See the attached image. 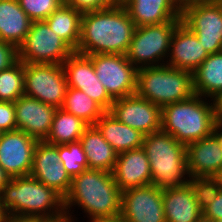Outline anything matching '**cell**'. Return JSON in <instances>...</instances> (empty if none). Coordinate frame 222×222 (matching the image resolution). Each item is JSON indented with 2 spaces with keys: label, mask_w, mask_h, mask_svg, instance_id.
Here are the masks:
<instances>
[{
  "label": "cell",
  "mask_w": 222,
  "mask_h": 222,
  "mask_svg": "<svg viewBox=\"0 0 222 222\" xmlns=\"http://www.w3.org/2000/svg\"><path fill=\"white\" fill-rule=\"evenodd\" d=\"M135 24L126 8L111 5L107 8L82 13L80 40L75 52L93 54H126Z\"/></svg>",
  "instance_id": "obj_1"
},
{
  "label": "cell",
  "mask_w": 222,
  "mask_h": 222,
  "mask_svg": "<svg viewBox=\"0 0 222 222\" xmlns=\"http://www.w3.org/2000/svg\"><path fill=\"white\" fill-rule=\"evenodd\" d=\"M121 201L122 190L114 181L112 172L88 168L72 178L70 190L64 197V210L72 217L71 209L77 206L88 220L118 222Z\"/></svg>",
  "instance_id": "obj_2"
},
{
  "label": "cell",
  "mask_w": 222,
  "mask_h": 222,
  "mask_svg": "<svg viewBox=\"0 0 222 222\" xmlns=\"http://www.w3.org/2000/svg\"><path fill=\"white\" fill-rule=\"evenodd\" d=\"M0 205L10 217L43 220L65 214L64 198L30 175L10 178L0 192Z\"/></svg>",
  "instance_id": "obj_3"
},
{
  "label": "cell",
  "mask_w": 222,
  "mask_h": 222,
  "mask_svg": "<svg viewBox=\"0 0 222 222\" xmlns=\"http://www.w3.org/2000/svg\"><path fill=\"white\" fill-rule=\"evenodd\" d=\"M218 119L215 100L196 94L161 109V129L185 145L211 135Z\"/></svg>",
  "instance_id": "obj_4"
},
{
  "label": "cell",
  "mask_w": 222,
  "mask_h": 222,
  "mask_svg": "<svg viewBox=\"0 0 222 222\" xmlns=\"http://www.w3.org/2000/svg\"><path fill=\"white\" fill-rule=\"evenodd\" d=\"M142 148L150 162L152 185L165 189L189 182L185 144L161 129L145 135Z\"/></svg>",
  "instance_id": "obj_5"
},
{
  "label": "cell",
  "mask_w": 222,
  "mask_h": 222,
  "mask_svg": "<svg viewBox=\"0 0 222 222\" xmlns=\"http://www.w3.org/2000/svg\"><path fill=\"white\" fill-rule=\"evenodd\" d=\"M136 94L161 109L185 101L195 94L193 74L166 64L140 68L137 70Z\"/></svg>",
  "instance_id": "obj_6"
},
{
  "label": "cell",
  "mask_w": 222,
  "mask_h": 222,
  "mask_svg": "<svg viewBox=\"0 0 222 222\" xmlns=\"http://www.w3.org/2000/svg\"><path fill=\"white\" fill-rule=\"evenodd\" d=\"M181 22V19H174L135 27L125 56L137 69L166 64L173 32Z\"/></svg>",
  "instance_id": "obj_7"
},
{
  "label": "cell",
  "mask_w": 222,
  "mask_h": 222,
  "mask_svg": "<svg viewBox=\"0 0 222 222\" xmlns=\"http://www.w3.org/2000/svg\"><path fill=\"white\" fill-rule=\"evenodd\" d=\"M73 52L45 21H33L24 42L18 47V59L24 63L62 65Z\"/></svg>",
  "instance_id": "obj_8"
},
{
  "label": "cell",
  "mask_w": 222,
  "mask_h": 222,
  "mask_svg": "<svg viewBox=\"0 0 222 222\" xmlns=\"http://www.w3.org/2000/svg\"><path fill=\"white\" fill-rule=\"evenodd\" d=\"M67 88L62 65L24 63V95L61 108Z\"/></svg>",
  "instance_id": "obj_9"
},
{
  "label": "cell",
  "mask_w": 222,
  "mask_h": 222,
  "mask_svg": "<svg viewBox=\"0 0 222 222\" xmlns=\"http://www.w3.org/2000/svg\"><path fill=\"white\" fill-rule=\"evenodd\" d=\"M89 57L98 79L113 100L136 94L138 69L124 54H93Z\"/></svg>",
  "instance_id": "obj_10"
},
{
  "label": "cell",
  "mask_w": 222,
  "mask_h": 222,
  "mask_svg": "<svg viewBox=\"0 0 222 222\" xmlns=\"http://www.w3.org/2000/svg\"><path fill=\"white\" fill-rule=\"evenodd\" d=\"M181 20L209 55L222 51V0L187 7L181 12Z\"/></svg>",
  "instance_id": "obj_11"
},
{
  "label": "cell",
  "mask_w": 222,
  "mask_h": 222,
  "mask_svg": "<svg viewBox=\"0 0 222 222\" xmlns=\"http://www.w3.org/2000/svg\"><path fill=\"white\" fill-rule=\"evenodd\" d=\"M118 222H166L162 189L150 184L122 191Z\"/></svg>",
  "instance_id": "obj_12"
},
{
  "label": "cell",
  "mask_w": 222,
  "mask_h": 222,
  "mask_svg": "<svg viewBox=\"0 0 222 222\" xmlns=\"http://www.w3.org/2000/svg\"><path fill=\"white\" fill-rule=\"evenodd\" d=\"M62 66L68 87L83 91L106 112L110 111L114 100L109 96L105 87L98 79L89 56L74 51L64 61Z\"/></svg>",
  "instance_id": "obj_13"
},
{
  "label": "cell",
  "mask_w": 222,
  "mask_h": 222,
  "mask_svg": "<svg viewBox=\"0 0 222 222\" xmlns=\"http://www.w3.org/2000/svg\"><path fill=\"white\" fill-rule=\"evenodd\" d=\"M37 142V139L21 130L2 132L0 166L10 178L30 175Z\"/></svg>",
  "instance_id": "obj_14"
},
{
  "label": "cell",
  "mask_w": 222,
  "mask_h": 222,
  "mask_svg": "<svg viewBox=\"0 0 222 222\" xmlns=\"http://www.w3.org/2000/svg\"><path fill=\"white\" fill-rule=\"evenodd\" d=\"M109 113L144 135L161 130V108L137 94L114 100Z\"/></svg>",
  "instance_id": "obj_15"
},
{
  "label": "cell",
  "mask_w": 222,
  "mask_h": 222,
  "mask_svg": "<svg viewBox=\"0 0 222 222\" xmlns=\"http://www.w3.org/2000/svg\"><path fill=\"white\" fill-rule=\"evenodd\" d=\"M30 176L54 189L63 198L68 194L72 178L58 155V145L38 141L33 154Z\"/></svg>",
  "instance_id": "obj_16"
},
{
  "label": "cell",
  "mask_w": 222,
  "mask_h": 222,
  "mask_svg": "<svg viewBox=\"0 0 222 222\" xmlns=\"http://www.w3.org/2000/svg\"><path fill=\"white\" fill-rule=\"evenodd\" d=\"M17 130L44 141L51 129L57 107L23 95L14 102Z\"/></svg>",
  "instance_id": "obj_17"
},
{
  "label": "cell",
  "mask_w": 222,
  "mask_h": 222,
  "mask_svg": "<svg viewBox=\"0 0 222 222\" xmlns=\"http://www.w3.org/2000/svg\"><path fill=\"white\" fill-rule=\"evenodd\" d=\"M208 56L197 36L181 22L173 32L166 65L193 73Z\"/></svg>",
  "instance_id": "obj_18"
},
{
  "label": "cell",
  "mask_w": 222,
  "mask_h": 222,
  "mask_svg": "<svg viewBox=\"0 0 222 222\" xmlns=\"http://www.w3.org/2000/svg\"><path fill=\"white\" fill-rule=\"evenodd\" d=\"M112 174L122 191L150 185V162L144 149L141 147L119 153Z\"/></svg>",
  "instance_id": "obj_19"
},
{
  "label": "cell",
  "mask_w": 222,
  "mask_h": 222,
  "mask_svg": "<svg viewBox=\"0 0 222 222\" xmlns=\"http://www.w3.org/2000/svg\"><path fill=\"white\" fill-rule=\"evenodd\" d=\"M190 177H212L222 168V147L209 135L186 145Z\"/></svg>",
  "instance_id": "obj_20"
},
{
  "label": "cell",
  "mask_w": 222,
  "mask_h": 222,
  "mask_svg": "<svg viewBox=\"0 0 222 222\" xmlns=\"http://www.w3.org/2000/svg\"><path fill=\"white\" fill-rule=\"evenodd\" d=\"M162 201L166 222H195L202 216L189 183L162 189Z\"/></svg>",
  "instance_id": "obj_21"
},
{
  "label": "cell",
  "mask_w": 222,
  "mask_h": 222,
  "mask_svg": "<svg viewBox=\"0 0 222 222\" xmlns=\"http://www.w3.org/2000/svg\"><path fill=\"white\" fill-rule=\"evenodd\" d=\"M124 7L135 27L149 26L181 19L174 0H129Z\"/></svg>",
  "instance_id": "obj_22"
},
{
  "label": "cell",
  "mask_w": 222,
  "mask_h": 222,
  "mask_svg": "<svg viewBox=\"0 0 222 222\" xmlns=\"http://www.w3.org/2000/svg\"><path fill=\"white\" fill-rule=\"evenodd\" d=\"M32 22L18 0H0V40L18 48L24 42Z\"/></svg>",
  "instance_id": "obj_23"
},
{
  "label": "cell",
  "mask_w": 222,
  "mask_h": 222,
  "mask_svg": "<svg viewBox=\"0 0 222 222\" xmlns=\"http://www.w3.org/2000/svg\"><path fill=\"white\" fill-rule=\"evenodd\" d=\"M103 138L119 154L141 148L144 134L119 122L111 113L105 112L95 123Z\"/></svg>",
  "instance_id": "obj_24"
},
{
  "label": "cell",
  "mask_w": 222,
  "mask_h": 222,
  "mask_svg": "<svg viewBox=\"0 0 222 222\" xmlns=\"http://www.w3.org/2000/svg\"><path fill=\"white\" fill-rule=\"evenodd\" d=\"M89 169L112 172L118 153L103 138L95 125H89L80 137Z\"/></svg>",
  "instance_id": "obj_25"
},
{
  "label": "cell",
  "mask_w": 222,
  "mask_h": 222,
  "mask_svg": "<svg viewBox=\"0 0 222 222\" xmlns=\"http://www.w3.org/2000/svg\"><path fill=\"white\" fill-rule=\"evenodd\" d=\"M192 74L194 93L216 101L222 94V51L210 54Z\"/></svg>",
  "instance_id": "obj_26"
},
{
  "label": "cell",
  "mask_w": 222,
  "mask_h": 222,
  "mask_svg": "<svg viewBox=\"0 0 222 222\" xmlns=\"http://www.w3.org/2000/svg\"><path fill=\"white\" fill-rule=\"evenodd\" d=\"M81 17L80 11L64 2L45 22L54 33L76 51L80 40Z\"/></svg>",
  "instance_id": "obj_27"
},
{
  "label": "cell",
  "mask_w": 222,
  "mask_h": 222,
  "mask_svg": "<svg viewBox=\"0 0 222 222\" xmlns=\"http://www.w3.org/2000/svg\"><path fill=\"white\" fill-rule=\"evenodd\" d=\"M88 126L82 119L62 108H57L50 132L44 141L53 145L80 141V137Z\"/></svg>",
  "instance_id": "obj_28"
},
{
  "label": "cell",
  "mask_w": 222,
  "mask_h": 222,
  "mask_svg": "<svg viewBox=\"0 0 222 222\" xmlns=\"http://www.w3.org/2000/svg\"><path fill=\"white\" fill-rule=\"evenodd\" d=\"M61 108L82 119L88 125H95L96 121L106 112L83 91L70 87L66 90Z\"/></svg>",
  "instance_id": "obj_29"
},
{
  "label": "cell",
  "mask_w": 222,
  "mask_h": 222,
  "mask_svg": "<svg viewBox=\"0 0 222 222\" xmlns=\"http://www.w3.org/2000/svg\"><path fill=\"white\" fill-rule=\"evenodd\" d=\"M24 95V62L18 60L0 72V101L15 102Z\"/></svg>",
  "instance_id": "obj_30"
},
{
  "label": "cell",
  "mask_w": 222,
  "mask_h": 222,
  "mask_svg": "<svg viewBox=\"0 0 222 222\" xmlns=\"http://www.w3.org/2000/svg\"><path fill=\"white\" fill-rule=\"evenodd\" d=\"M58 155L71 178L88 169V161L80 141L58 145Z\"/></svg>",
  "instance_id": "obj_31"
},
{
  "label": "cell",
  "mask_w": 222,
  "mask_h": 222,
  "mask_svg": "<svg viewBox=\"0 0 222 222\" xmlns=\"http://www.w3.org/2000/svg\"><path fill=\"white\" fill-rule=\"evenodd\" d=\"M188 183L193 190L201 211H203L221 191L212 177H190Z\"/></svg>",
  "instance_id": "obj_32"
},
{
  "label": "cell",
  "mask_w": 222,
  "mask_h": 222,
  "mask_svg": "<svg viewBox=\"0 0 222 222\" xmlns=\"http://www.w3.org/2000/svg\"><path fill=\"white\" fill-rule=\"evenodd\" d=\"M32 21H45L65 0H18Z\"/></svg>",
  "instance_id": "obj_33"
},
{
  "label": "cell",
  "mask_w": 222,
  "mask_h": 222,
  "mask_svg": "<svg viewBox=\"0 0 222 222\" xmlns=\"http://www.w3.org/2000/svg\"><path fill=\"white\" fill-rule=\"evenodd\" d=\"M17 130L14 102L0 101V131Z\"/></svg>",
  "instance_id": "obj_34"
},
{
  "label": "cell",
  "mask_w": 222,
  "mask_h": 222,
  "mask_svg": "<svg viewBox=\"0 0 222 222\" xmlns=\"http://www.w3.org/2000/svg\"><path fill=\"white\" fill-rule=\"evenodd\" d=\"M18 60V48L11 43L0 40V72L10 68Z\"/></svg>",
  "instance_id": "obj_35"
},
{
  "label": "cell",
  "mask_w": 222,
  "mask_h": 222,
  "mask_svg": "<svg viewBox=\"0 0 222 222\" xmlns=\"http://www.w3.org/2000/svg\"><path fill=\"white\" fill-rule=\"evenodd\" d=\"M65 2L81 13L101 10L111 6L109 0H65Z\"/></svg>",
  "instance_id": "obj_36"
},
{
  "label": "cell",
  "mask_w": 222,
  "mask_h": 222,
  "mask_svg": "<svg viewBox=\"0 0 222 222\" xmlns=\"http://www.w3.org/2000/svg\"><path fill=\"white\" fill-rule=\"evenodd\" d=\"M202 216L214 222L222 221V190L217 197L202 211Z\"/></svg>",
  "instance_id": "obj_37"
},
{
  "label": "cell",
  "mask_w": 222,
  "mask_h": 222,
  "mask_svg": "<svg viewBox=\"0 0 222 222\" xmlns=\"http://www.w3.org/2000/svg\"><path fill=\"white\" fill-rule=\"evenodd\" d=\"M217 0H174V3L177 7V9L182 12L184 11L187 7L197 5V4H208V3H213Z\"/></svg>",
  "instance_id": "obj_38"
},
{
  "label": "cell",
  "mask_w": 222,
  "mask_h": 222,
  "mask_svg": "<svg viewBox=\"0 0 222 222\" xmlns=\"http://www.w3.org/2000/svg\"><path fill=\"white\" fill-rule=\"evenodd\" d=\"M211 135L222 147V119H218L217 122L214 124Z\"/></svg>",
  "instance_id": "obj_39"
},
{
  "label": "cell",
  "mask_w": 222,
  "mask_h": 222,
  "mask_svg": "<svg viewBox=\"0 0 222 222\" xmlns=\"http://www.w3.org/2000/svg\"><path fill=\"white\" fill-rule=\"evenodd\" d=\"M39 222H73V218L70 215L64 214L53 219H39Z\"/></svg>",
  "instance_id": "obj_40"
},
{
  "label": "cell",
  "mask_w": 222,
  "mask_h": 222,
  "mask_svg": "<svg viewBox=\"0 0 222 222\" xmlns=\"http://www.w3.org/2000/svg\"><path fill=\"white\" fill-rule=\"evenodd\" d=\"M5 222H39V219L6 216Z\"/></svg>",
  "instance_id": "obj_41"
},
{
  "label": "cell",
  "mask_w": 222,
  "mask_h": 222,
  "mask_svg": "<svg viewBox=\"0 0 222 222\" xmlns=\"http://www.w3.org/2000/svg\"><path fill=\"white\" fill-rule=\"evenodd\" d=\"M10 180V177L6 174L4 169L0 166V192L3 186Z\"/></svg>",
  "instance_id": "obj_42"
},
{
  "label": "cell",
  "mask_w": 222,
  "mask_h": 222,
  "mask_svg": "<svg viewBox=\"0 0 222 222\" xmlns=\"http://www.w3.org/2000/svg\"><path fill=\"white\" fill-rule=\"evenodd\" d=\"M215 102L218 118L222 119V94L217 98Z\"/></svg>",
  "instance_id": "obj_43"
},
{
  "label": "cell",
  "mask_w": 222,
  "mask_h": 222,
  "mask_svg": "<svg viewBox=\"0 0 222 222\" xmlns=\"http://www.w3.org/2000/svg\"><path fill=\"white\" fill-rule=\"evenodd\" d=\"M212 178L216 181V184L219 186V188L222 190V168L217 171Z\"/></svg>",
  "instance_id": "obj_44"
},
{
  "label": "cell",
  "mask_w": 222,
  "mask_h": 222,
  "mask_svg": "<svg viewBox=\"0 0 222 222\" xmlns=\"http://www.w3.org/2000/svg\"><path fill=\"white\" fill-rule=\"evenodd\" d=\"M129 0H111V5H122L124 6Z\"/></svg>",
  "instance_id": "obj_45"
},
{
  "label": "cell",
  "mask_w": 222,
  "mask_h": 222,
  "mask_svg": "<svg viewBox=\"0 0 222 222\" xmlns=\"http://www.w3.org/2000/svg\"><path fill=\"white\" fill-rule=\"evenodd\" d=\"M5 219H6V213L0 205V222H5Z\"/></svg>",
  "instance_id": "obj_46"
},
{
  "label": "cell",
  "mask_w": 222,
  "mask_h": 222,
  "mask_svg": "<svg viewBox=\"0 0 222 222\" xmlns=\"http://www.w3.org/2000/svg\"><path fill=\"white\" fill-rule=\"evenodd\" d=\"M195 222H214V221H212V220H210V219H207V218L201 216V217H200L197 221H195Z\"/></svg>",
  "instance_id": "obj_47"
},
{
  "label": "cell",
  "mask_w": 222,
  "mask_h": 222,
  "mask_svg": "<svg viewBox=\"0 0 222 222\" xmlns=\"http://www.w3.org/2000/svg\"><path fill=\"white\" fill-rule=\"evenodd\" d=\"M74 215H73V222H75V219H74ZM88 222H112V221H109V220H89Z\"/></svg>",
  "instance_id": "obj_48"
}]
</instances>
